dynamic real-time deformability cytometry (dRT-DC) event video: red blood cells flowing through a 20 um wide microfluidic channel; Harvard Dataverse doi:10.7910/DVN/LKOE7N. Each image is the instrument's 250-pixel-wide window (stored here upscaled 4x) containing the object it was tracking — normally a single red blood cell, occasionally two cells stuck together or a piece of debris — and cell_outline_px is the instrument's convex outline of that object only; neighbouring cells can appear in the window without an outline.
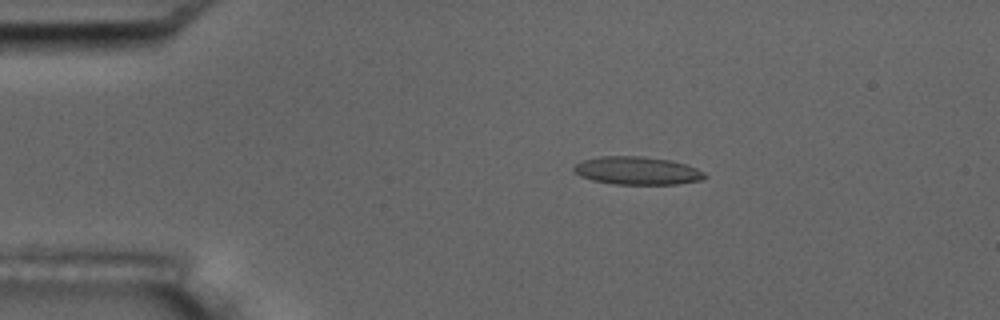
{"species": "common noctule bat (a hibernating species)", "species_latin": "Nyctalus noctula", "temperature_condition": "room temperature", "stored_images_in_passage": 6, "camera_frame_rate_fps": 3000, "um_per_image_px": 0.085, "animal": {"sex": "male", "body_mass_g": 17.5, "forearm_length_mm": 52.3}, "frame": {"image": 1, "passage_image": 2, "time_ms": 1.333, "image_size_px": [1000, 320], "cell_outline_px": [[708, 176], [704, 180], [676, 184], [612, 184], [592, 180], [580, 176], [572, 172], [572, 168], [580, 160], [600, 156], [640, 156], [672, 160], [696, 168], [704, 172]], "centroid_in_image_um": [54.13, 14.51], "position_along_channel_um": 30.9, "area_um2": 21.62}}
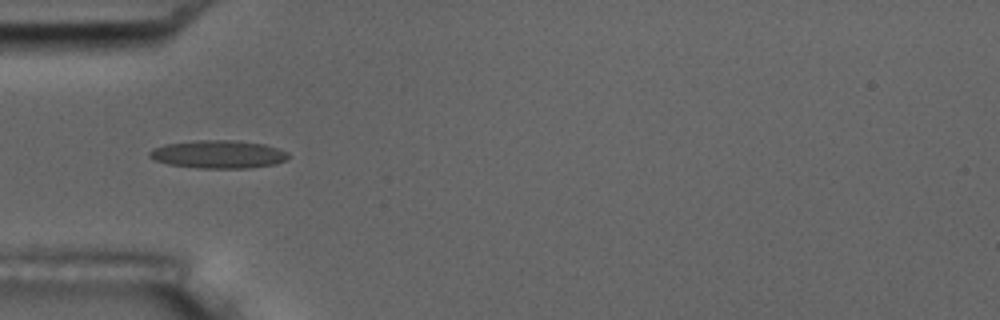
{"frame": {"image": 2, "passage_image": 4, "time_ms": 3.667, "image_size_px": [1000, 320], "cell_outline_px": [[288, 160], [276, 164], [252, 168], [196, 168], [168, 164], [156, 160], [148, 156], [148, 152], [152, 148], [164, 144], [200, 140], [236, 140], [264, 144], [288, 152]], "centroid_in_image_um": [18.56, 13.12], "position_along_channel_um": 66.4, "area_um2": 22.83}}